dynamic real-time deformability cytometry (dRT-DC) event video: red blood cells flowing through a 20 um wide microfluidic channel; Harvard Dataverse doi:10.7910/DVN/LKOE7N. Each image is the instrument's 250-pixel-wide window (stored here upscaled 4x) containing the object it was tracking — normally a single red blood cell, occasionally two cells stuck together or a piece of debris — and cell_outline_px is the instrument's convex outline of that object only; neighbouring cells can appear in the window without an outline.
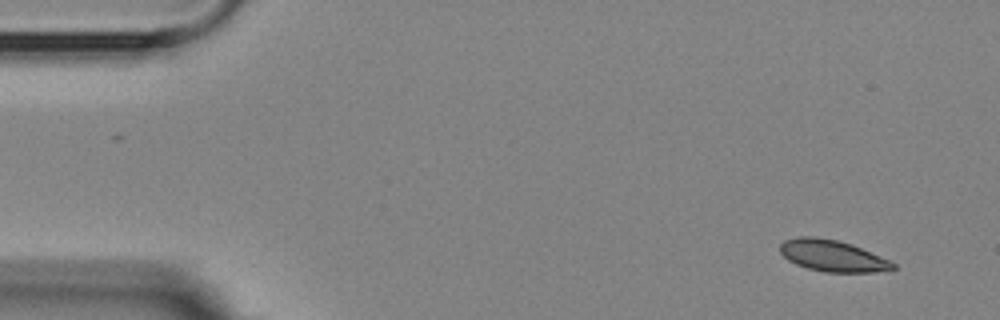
{"species": "Egyptian fruit bat (a non-hibernating species)", "species_latin": "Rousettus aegyptiacus", "temperature_condition": "room temperature", "stored_images_in_passage": 5, "camera_frame_rate_fps": 3000, "um_per_image_px": 0.085, "animal": {"sex": "female"}, "frame": {"image": 1, "passage_image": 1, "time_ms": 0.0, "image_size_px": [1000, 320], "cell_outline_px": [[896, 268], [872, 272], [824, 272], [808, 268], [796, 264], [788, 260], [780, 252], [780, 244], [784, 240], [800, 236], [816, 236], [836, 240], [852, 244], [888, 260], [896, 264]], "centroid_in_image_um": [70.72, 21.73], "position_along_channel_um": 14.3, "area_um2": 20.52}}
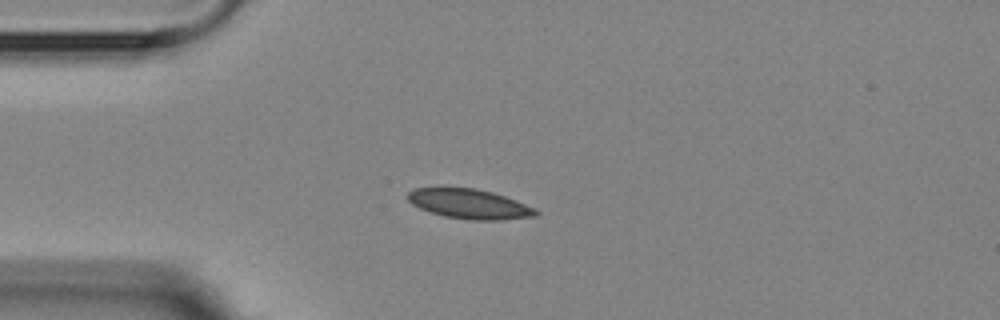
{"frame": {"image": 2, "passage_image": 3, "time_ms": 3.333, "image_size_px": [1000, 320], "cell_outline_px": [[540, 212], [536, 216], [496, 220], [472, 220], [444, 216], [428, 212], [412, 204], [408, 200], [408, 192], [416, 188], [476, 188], [492, 192], [516, 200], [536, 208]], "centroid_in_image_um": [39.92, 17.34], "position_along_channel_um": 45.1, "area_um2": 22.08}}